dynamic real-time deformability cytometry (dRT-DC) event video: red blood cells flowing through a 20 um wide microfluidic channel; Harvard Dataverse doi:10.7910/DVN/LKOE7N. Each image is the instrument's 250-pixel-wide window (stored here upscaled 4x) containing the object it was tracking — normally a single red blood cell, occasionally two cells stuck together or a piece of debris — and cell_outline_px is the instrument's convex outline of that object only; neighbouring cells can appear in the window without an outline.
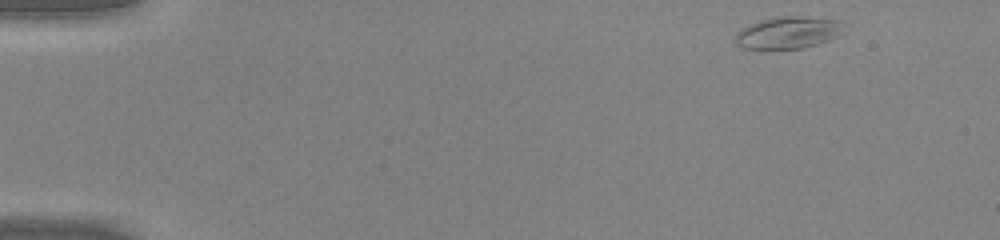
{"species": "common noctule bat (a hibernating species)", "species_latin": "Nyctalus noctula", "temperature_condition": "warm", "stored_images_in_passage": 45, "camera_frame_rate_fps": 3000, "um_per_image_px": 0.085, "animal": {"sex": "male", "body_mass_g": 20.0, "forearm_length_mm": 53.3}, "frame": {"image": 1, "passage_image": 1, "time_ms": 0.0, "image_size_px": [1000, 240], "cell_outline_px": [[840, 20], [836, 36], [828, 40], [804, 48], [768, 52], [744, 48], [736, 44], [736, 32], [740, 28], [748, 24], [760, 20], [776, 16], [800, 16]], "centroid_in_image_um": [66.82, 2.82], "position_along_channel_um": 18.2, "area_um2": 20.63}}
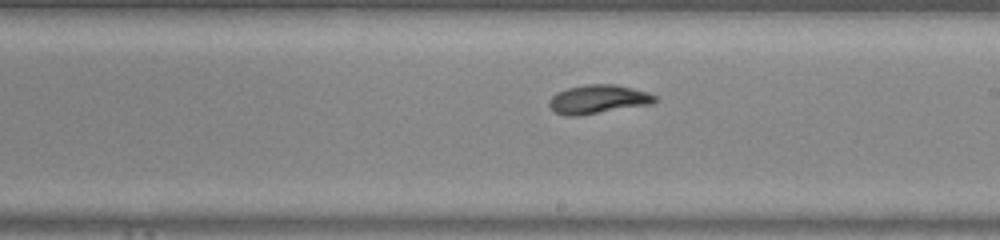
{"frame": {"image": 2, "passage_image": 25, "time_ms": 8.0, "image_size_px": [1000, 240], "cell_outline_px": [[656, 100], [652, 104], [580, 116], [564, 116], [556, 112], [548, 104], [548, 100], [556, 92], [568, 88], [588, 84], [616, 84], [648, 92], [656, 96]], "centroid_in_image_um": [50.83, 8.44], "position_along_channel_um": 238.2, "area_um2": 17.86}}
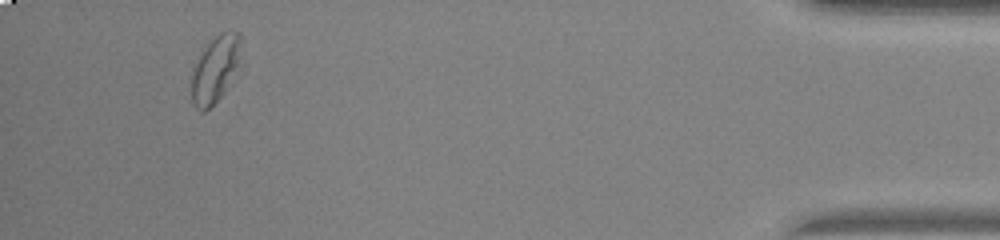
{"frame": {"image": 3, "passage_image": 42, "time_ms": 13.667, "image_size_px": [1000, 240], "cell_outline_px": [[244, 64], [224, 92], [204, 112], [200, 112], [192, 104], [192, 72], [200, 52], [204, 44], [220, 32], [232, 28], [240, 36]], "centroid_in_image_um": [18.37, 5.8], "position_along_channel_um": 416.8, "area_um2": 20.23}, "authors_computed_cell_mechanics": {"area_um2": 18.0914, "velocity_mm_per_s": 4.2623, "shape_relaxation_time_tau1_ms": 3.9226, "shape_relaxation_time_tau2_ms": 2.4585, "deformation_change_tau1": 0.1454, "deformation_change_tau2": 0.0794}}